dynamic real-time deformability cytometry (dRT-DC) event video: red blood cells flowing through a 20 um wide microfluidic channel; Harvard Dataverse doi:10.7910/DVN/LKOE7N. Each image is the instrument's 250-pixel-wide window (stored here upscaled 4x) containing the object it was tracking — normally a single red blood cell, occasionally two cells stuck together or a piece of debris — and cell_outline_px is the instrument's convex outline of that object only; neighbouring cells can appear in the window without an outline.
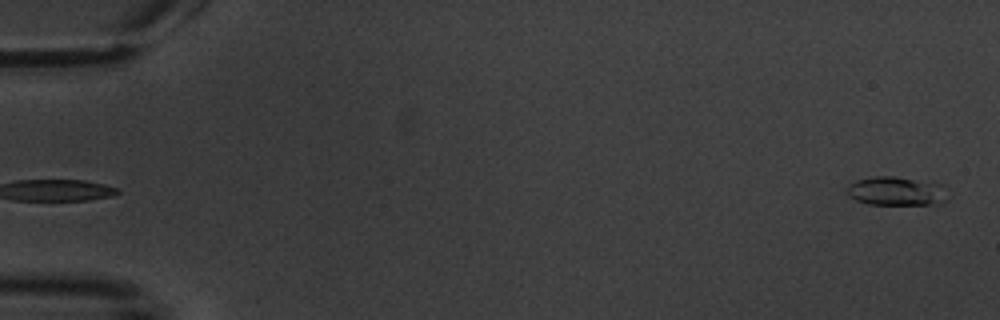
{"species": "common noctule bat (a hibernating species)", "species_latin": "Nyctalus noctula", "temperature_condition": "warm", "stored_images_in_passage": 5, "camera_frame_rate_fps": 3000, "um_per_image_px": 0.085, "animal": {"sex": "male", "body_mass_g": 20.1, "forearm_length_mm": 53.5}, "frame": {"image": 1, "passage_image": 5, "time_ms": 5.0, "image_size_px": [1000, 320], "cell_outline_px": [[948, 200], [940, 204], [868, 204], [856, 200], [848, 196], [848, 184], [856, 180], [872, 176], [892, 176], [944, 184]], "centroid_in_image_um": [76.21, 16.24], "position_along_channel_um": 8.8, "area_um2": 17.05}}